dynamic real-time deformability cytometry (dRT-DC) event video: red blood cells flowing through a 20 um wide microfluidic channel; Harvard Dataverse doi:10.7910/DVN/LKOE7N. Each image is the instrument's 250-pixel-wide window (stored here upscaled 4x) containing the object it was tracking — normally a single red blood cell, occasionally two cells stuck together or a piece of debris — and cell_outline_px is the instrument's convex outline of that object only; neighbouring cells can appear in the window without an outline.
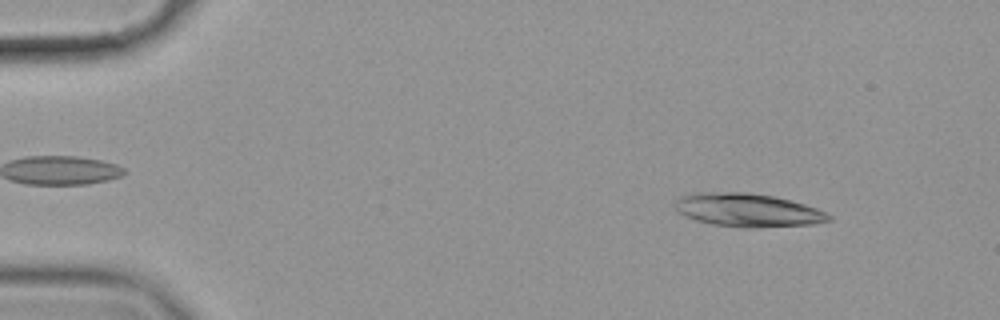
{"species": "common noctule bat (a hibernating species)", "species_latin": "Nyctalus noctula", "temperature_condition": "cold", "stored_images_in_passage": 55, "camera_frame_rate_fps": 3000, "um_per_image_px": 0.085, "animal": {"sex": "female", "body_mass_g": 19.9}, "frame": {"image": 1, "passage_image": 6, "time_ms": 1.667, "image_size_px": [1000, 320], "cell_outline_px": [[832, 220], [812, 224], [756, 228], [740, 228], [712, 224], [696, 220], [684, 216], [676, 212], [676, 200], [680, 196], [692, 192], [748, 192], [776, 196], [792, 200], [816, 208], [832, 216]], "centroid_in_image_um": [63.53, 17.85], "position_along_channel_um": 21.5, "area_um2": 30.29}, "authors_computed_cell_mechanics": {"area_um2": 29.0734, "velocity_mm_per_s": 3.5352, "shape_relaxation_time_tau1_ms": 1.2619, "shape_relaxation_time_tau2_ms": 5.1742, "deformation_change_tau1": 0.2642, "deformation_change_tau2": 0.1553}}